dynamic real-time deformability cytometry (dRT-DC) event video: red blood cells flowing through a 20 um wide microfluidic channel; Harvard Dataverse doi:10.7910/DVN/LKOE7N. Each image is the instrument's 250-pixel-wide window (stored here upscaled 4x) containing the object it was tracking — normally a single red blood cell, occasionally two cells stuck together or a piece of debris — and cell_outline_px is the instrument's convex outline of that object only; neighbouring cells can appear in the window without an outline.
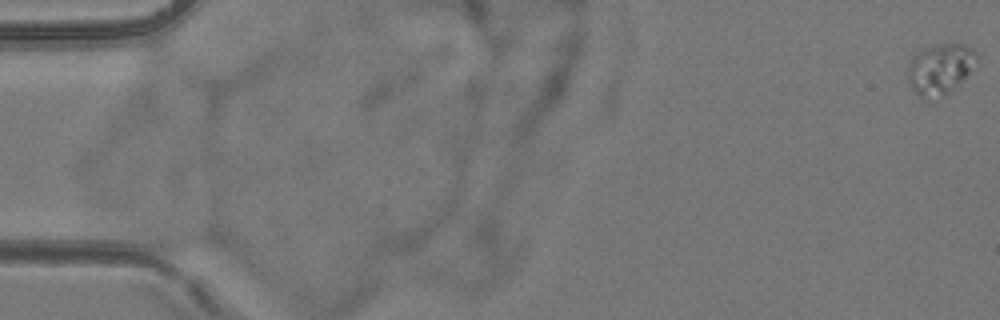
{"species": "common noctule bat (a hibernating species)", "species_latin": "Nyctalus noctula", "temperature_condition": "room temperature", "stored_images_in_passage": 6, "camera_frame_rate_fps": 3000, "um_per_image_px": 0.085, "animal": {"sex": "female", "body_mass_g": 24.6, "forearm_length_mm": 56.2}, "frame": {"image": 1, "passage_image": 1, "time_ms": 0.0, "image_size_px": [1000, 320], "cell_outline_px": [[980, 56], [968, 72], [944, 96], [924, 100], [912, 92], [908, 84], [908, 64], [912, 56], [924, 48], [936, 44], [952, 40], [956, 40], [980, 52]], "centroid_in_image_um": [79.89, 5.81], "position_along_channel_um": 5.1, "area_um2": 20.92}}
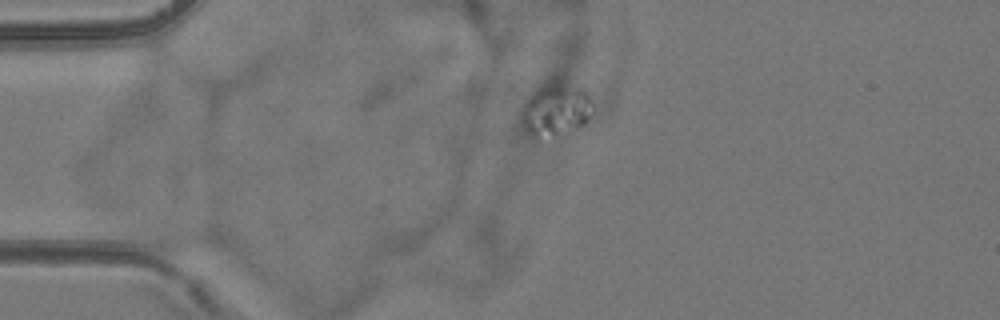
{"frame": {"image": 2, "passage_image": 5, "time_ms": 4.667, "image_size_px": [1000, 320], "cell_outline_px": [[592, 112], [588, 120], [584, 124], [556, 140], [540, 144], [536, 144], [524, 124], [520, 112], [520, 108], [524, 100], [536, 88], [580, 88], [592, 100]], "centroid_in_image_um": [47.17, 9.57], "position_along_channel_um": 37.8, "area_um2": 21.91}}